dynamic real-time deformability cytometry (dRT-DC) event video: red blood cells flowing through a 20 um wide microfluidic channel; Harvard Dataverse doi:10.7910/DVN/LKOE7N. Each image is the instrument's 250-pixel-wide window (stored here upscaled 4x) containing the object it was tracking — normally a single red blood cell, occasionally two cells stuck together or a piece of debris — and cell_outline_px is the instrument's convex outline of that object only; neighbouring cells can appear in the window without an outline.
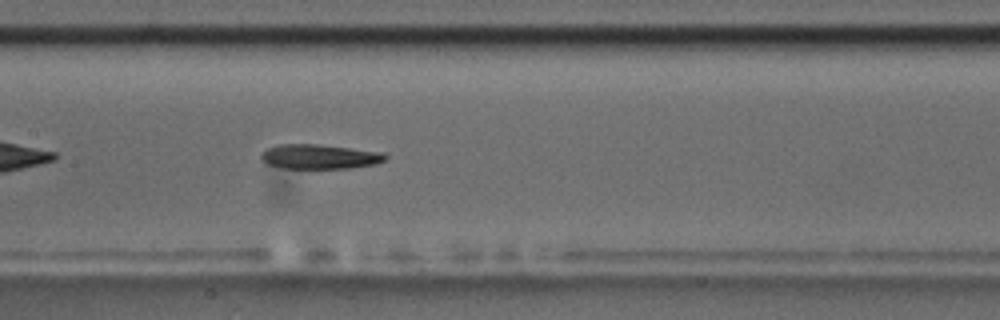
{"species": "common noctule bat (a hibernating species)", "species_latin": "Nyctalus noctula", "temperature_condition": "room temperature", "stored_images_in_passage": 40, "camera_frame_rate_fps": 3000, "um_per_image_px": 0.085, "animal": {"sex": "male", "body_mass_g": 17.5, "forearm_length_mm": 52.3}, "frame": {"image": 1, "passage_image": 12, "time_ms": 3.667, "image_size_px": [1000, 320], "cell_outline_px": [[388, 156], [384, 160], [376, 164], [352, 168], [284, 168], [268, 164], [260, 160], [260, 156], [268, 148], [280, 144], [316, 144], [384, 152]], "centroid_in_image_um": [27.18, 13.31], "position_along_channel_um": 180.2, "area_um2": 17.74}, "authors_computed_cell_mechanics": {"area_um2": 18.6694, "velocity_mm_per_s": 3.6612, "shape_relaxation_time_tau1_ms": 9.2926, "shape_relaxation_time_tau2_ms": null, "deformation_change_tau1": 0.2008, "deformation_change_tau2": null}}